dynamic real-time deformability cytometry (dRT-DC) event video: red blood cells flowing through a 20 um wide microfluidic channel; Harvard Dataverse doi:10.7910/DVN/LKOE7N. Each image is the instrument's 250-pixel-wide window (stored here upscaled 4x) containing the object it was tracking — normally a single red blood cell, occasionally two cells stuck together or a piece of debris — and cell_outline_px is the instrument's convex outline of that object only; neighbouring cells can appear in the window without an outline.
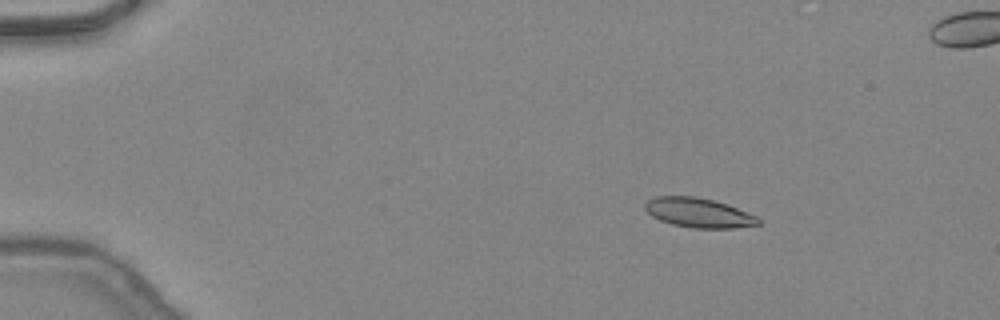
{"species": "common noctule bat (a hibernating species)", "species_latin": "Nyctalus noctula", "temperature_condition": "warm", "stored_images_in_passage": 49, "camera_frame_rate_fps": 3000, "um_per_image_px": 0.085, "animal": {"sex": "female", "body_mass_g": 24.6, "forearm_length_mm": 56.2}, "frame": {"image": 1, "passage_image": 9, "time_ms": 2.667, "image_size_px": [1000, 320], "cell_outline_px": [[760, 224], [732, 228], [692, 228], [672, 224], [660, 220], [652, 216], [644, 208], [644, 204], [648, 200], [656, 196], [696, 196], [716, 200], [728, 204], [756, 216], [760, 220]], "centroid_in_image_um": [59.37, 18.07], "position_along_channel_um": 25.6, "area_um2": 19.54}}
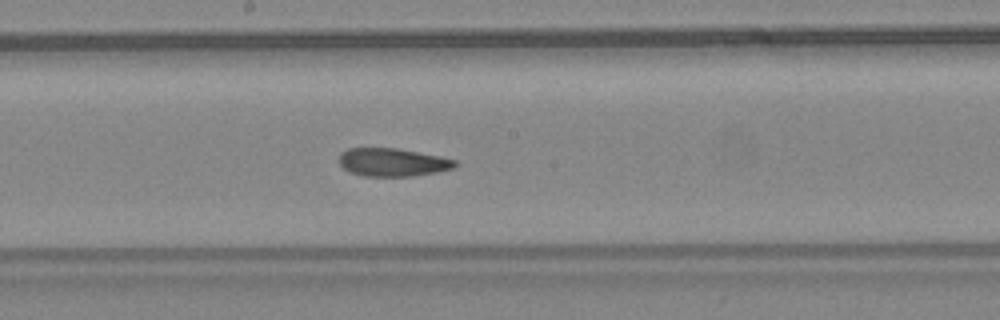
{"frame": {"image": 2, "passage_image": 28, "time_ms": 9.0, "image_size_px": [1000, 320], "cell_outline_px": [[456, 164], [452, 168], [436, 172], [412, 176], [364, 176], [348, 172], [340, 164], [340, 152], [348, 148], [396, 148], [440, 156], [456, 160]], "centroid_in_image_um": [33.33, 13.79], "position_along_channel_um": 214.9, "area_um2": 18.9}}
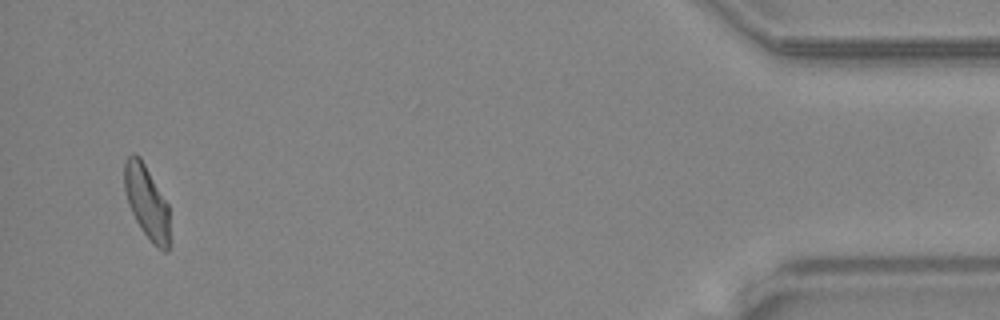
{"frame": {"image": 3, "passage_image": 47, "time_ms": 15.333, "image_size_px": [1000, 320], "cell_outline_px": [[168, 252], [164, 252], [156, 248], [152, 244], [140, 228], [128, 204], [124, 188], [124, 160], [132, 152], [140, 156], [168, 204]], "centroid_in_image_um": [12.45, 17.16], "position_along_channel_um": 422.8, "area_um2": 19.36}, "authors_computed_cell_mechanics": {"area_um2": 19.8254, "velocity_mm_per_s": 4.4468, "shape_relaxation_time_tau1_ms": 5.1851, "shape_relaxation_time_tau2_ms": 2.3124, "deformation_change_tau1": 0.1712, "deformation_change_tau2": 0.1052}}